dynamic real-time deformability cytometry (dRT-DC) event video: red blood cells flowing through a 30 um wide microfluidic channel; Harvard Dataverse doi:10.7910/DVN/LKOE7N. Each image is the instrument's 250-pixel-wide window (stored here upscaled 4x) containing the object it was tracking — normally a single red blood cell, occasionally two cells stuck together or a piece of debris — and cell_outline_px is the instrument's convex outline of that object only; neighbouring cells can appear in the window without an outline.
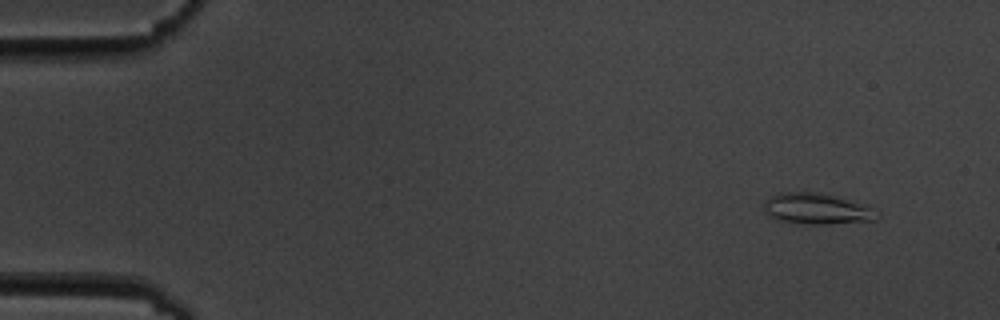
{"species": "common noctule bat (a hibernating species)", "species_latin": "Nyctalus noctula", "temperature_condition": "cold", "stored_images_in_passage": 8, "camera_frame_rate_fps": 3000, "um_per_image_px": 0.085, "animal": {"sex": "male", "body_mass_g": 19.5, "forearm_length_mm": 54.6}, "frame": {"image": 1, "passage_image": 1, "time_ms": 0.0, "image_size_px": [1000, 320], "cell_outline_px": [[880, 212], [876, 220], [828, 224], [808, 224], [780, 220], [768, 216], [764, 212], [764, 200], [780, 192], [804, 188], [820, 192]], "centroid_in_image_um": [69.3, 17.71], "position_along_channel_um": 15.7, "area_um2": 20.46}}
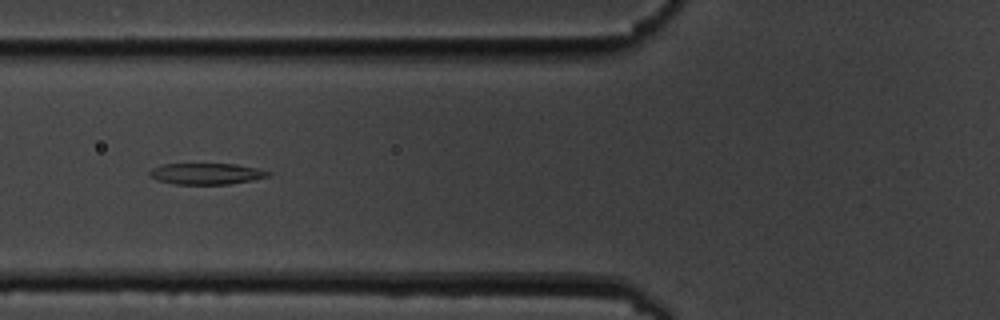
{"frame": {"image": 2, "passage_image": 6, "time_ms": 5.667, "image_size_px": [1000, 320], "cell_outline_px": [[272, 176], [252, 180], [228, 184], [176, 184], [156, 180], [148, 172], [152, 168], [164, 164], [236, 164], [256, 168], [272, 172]], "centroid_in_image_um": [17.58, 14.77], "position_along_channel_um": 108.2, "area_um2": 14.62}}
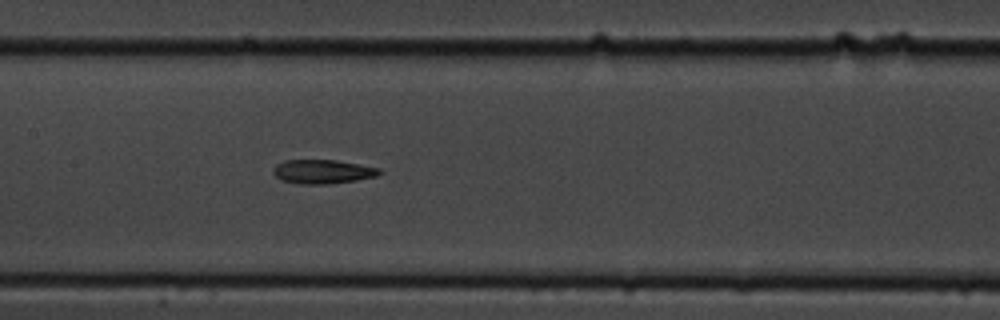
{"frame": {"image": 3, "passage_image": 8, "time_ms": 7.667, "image_size_px": [1000, 320], "cell_outline_px": [[384, 172], [376, 176], [356, 180], [328, 184], [300, 184], [280, 180], [272, 172], [272, 168], [276, 164], [284, 160], [336, 160], [380, 168]], "centroid_in_image_um": [27.41, 14.59], "position_along_channel_um": 180.0, "area_um2": 14.97}}